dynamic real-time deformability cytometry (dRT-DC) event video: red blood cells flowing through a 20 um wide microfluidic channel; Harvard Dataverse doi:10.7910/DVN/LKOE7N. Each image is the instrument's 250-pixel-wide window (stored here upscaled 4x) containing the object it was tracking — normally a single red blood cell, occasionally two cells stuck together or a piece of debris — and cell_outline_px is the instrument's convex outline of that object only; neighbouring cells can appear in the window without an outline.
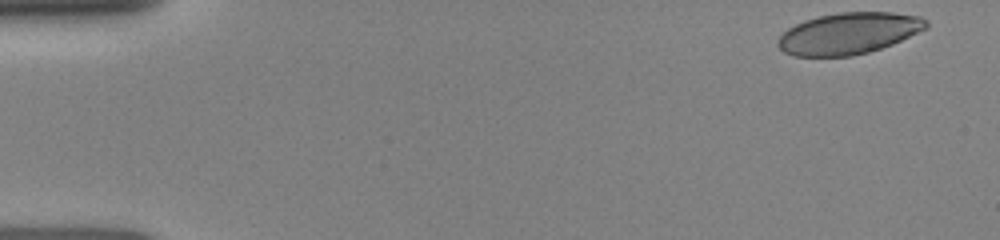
{"species": "human", "species_latin": "Homo sapiens", "temperature_condition": "room temperature", "stored_images_in_passage": 61, "camera_frame_rate_fps": 3000, "um_per_image_px": 0.085, "donor": {"sex": "female"}, "frame": {"image": 1, "passage_image": 1, "time_ms": 0.0, "image_size_px": [1000, 240], "cell_outline_px": [[928, 28], [892, 44], [868, 52], [852, 56], [792, 56], [784, 52], [776, 44], [776, 40], [788, 28], [804, 20], [820, 16], [840, 12], [892, 12], [920, 16], [928, 20]], "centroid_in_image_um": [72.14, 2.84], "position_along_channel_um": 12.9, "area_um2": 35.89}}
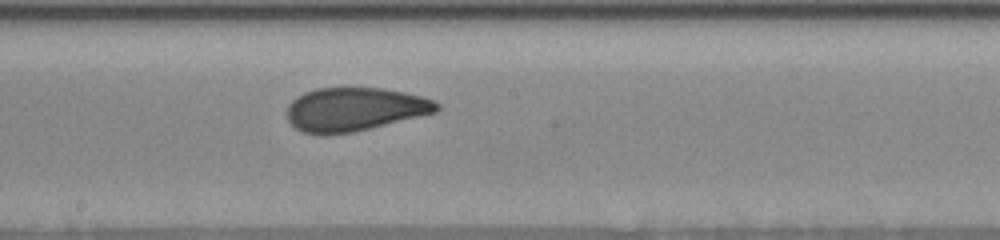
{"frame": {"image": 2, "passage_image": 33, "time_ms": 8.0, "image_size_px": [1000, 240], "cell_outline_px": [[440, 108], [436, 112], [352, 132], [320, 136], [304, 132], [296, 128], [288, 120], [288, 104], [296, 96], [304, 92], [316, 88], [380, 88], [404, 92], [436, 100], [440, 104]], "centroid_in_image_um": [30.12, 9.29], "position_along_channel_um": 218.1, "area_um2": 37.92}}
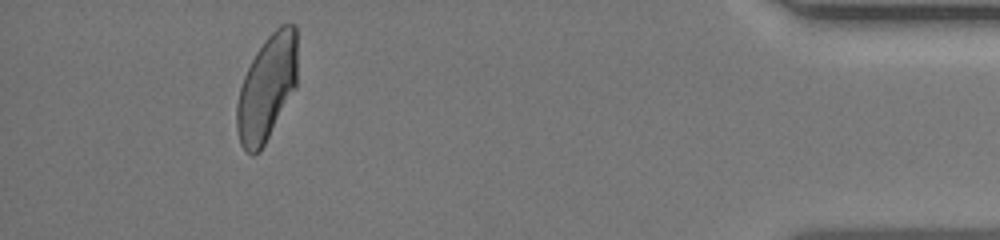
{"frame": {"image": 3, "passage_image": 56, "time_ms": 14.0, "image_size_px": [1000, 240], "cell_outline_px": [[296, 88], [260, 152], [252, 156], [244, 152], [240, 144], [236, 128], [236, 104], [240, 88], [244, 76], [256, 52], [268, 36], [280, 24], [296, 24]], "centroid_in_image_um": [22.67, 7.52], "position_along_channel_um": 412.5, "area_um2": 37.34}}